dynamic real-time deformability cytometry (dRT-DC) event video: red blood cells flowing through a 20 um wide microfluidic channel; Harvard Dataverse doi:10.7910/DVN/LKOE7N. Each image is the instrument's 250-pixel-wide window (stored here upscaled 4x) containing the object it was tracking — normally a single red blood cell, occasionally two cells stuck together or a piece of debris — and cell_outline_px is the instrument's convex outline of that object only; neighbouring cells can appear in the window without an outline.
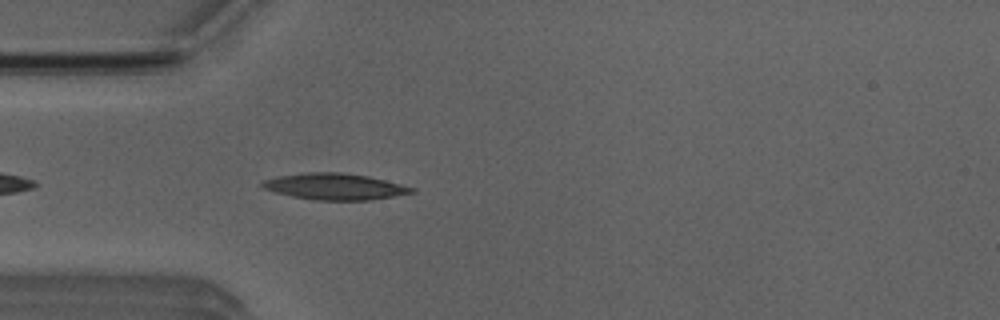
{"species": "Egyptian fruit bat (a non-hibernating species)", "species_latin": "Rousettus aegyptiacus", "temperature_condition": "room temperature", "stored_images_in_passage": 41, "camera_frame_rate_fps": 3000, "um_per_image_px": 0.085, "animal": {"sex": "male"}, "frame": {"image": 1, "passage_image": 3, "time_ms": 0.667, "image_size_px": [1000, 320], "cell_outline_px": [[416, 192], [372, 200], [312, 200], [292, 196], [276, 192], [264, 188], [260, 184], [264, 180], [276, 176], [304, 172], [344, 172], [368, 176], [416, 188]], "centroid_in_image_um": [28.46, 15.85], "position_along_channel_um": 56.5, "area_um2": 23.0}}
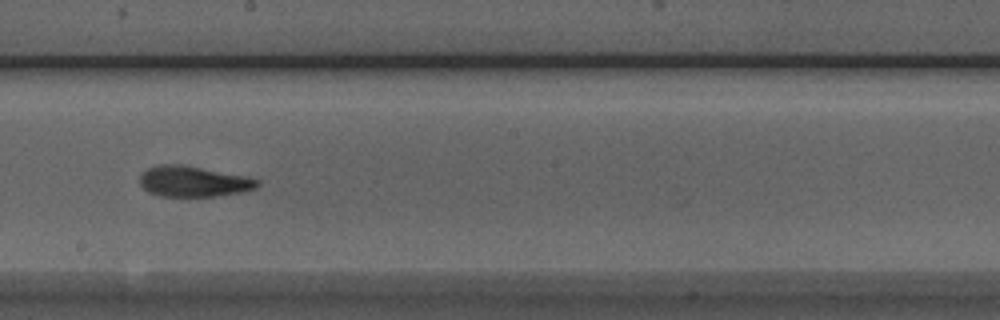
{"frame": {"image": 2, "passage_image": 17, "time_ms": 5.333, "image_size_px": [1000, 320], "cell_outline_px": [[260, 184], [256, 188], [240, 192], [216, 196], [160, 196], [148, 192], [140, 184], [140, 176], [148, 168], [160, 164], [180, 164], [248, 176], [260, 180]], "centroid_in_image_um": [16.46, 15.42], "position_along_channel_um": 231.7, "area_um2": 20.98}}
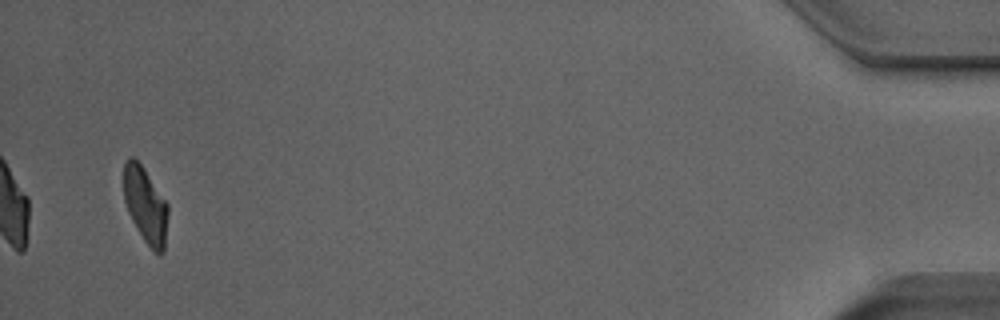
{"frame": {"image": 3, "passage_image": 39, "time_ms": 12.667, "image_size_px": [1000, 320], "cell_outline_px": [[168, 212], [164, 252], [156, 252], [144, 240], [132, 220], [128, 212], [124, 200], [124, 164], [128, 156], [132, 156], [144, 168], [168, 204]], "centroid_in_image_um": [12.36, 17.4], "position_along_channel_um": 422.8, "area_um2": 19.31}, "authors_computed_cell_mechanics": {"area_um2": 21.0392, "velocity_mm_per_s": 3.8363, "shape_relaxation_time_tau1_ms": 4.8086, "shape_relaxation_time_tau2_ms": 1.2097, "deformation_change_tau1": 0.2129, "deformation_change_tau2": 0.0822}}